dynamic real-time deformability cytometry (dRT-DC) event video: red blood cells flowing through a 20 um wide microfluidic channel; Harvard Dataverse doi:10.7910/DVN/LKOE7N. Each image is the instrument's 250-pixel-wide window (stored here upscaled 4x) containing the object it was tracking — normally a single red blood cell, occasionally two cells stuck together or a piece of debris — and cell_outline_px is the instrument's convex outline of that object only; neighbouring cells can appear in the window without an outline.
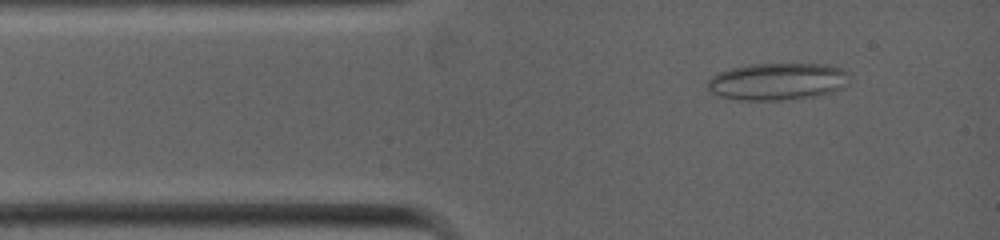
{"species": "common noctule bat (a hibernating species)", "species_latin": "Nyctalus noctula", "temperature_condition": "warm", "stored_images_in_passage": 10, "camera_frame_rate_fps": 5000, "um_per_image_px": 0.085, "animal": {"sex": "female", "body_mass_g": 19.0, "forearm_length_mm": 53.3}, "frame": {"image": 1, "passage_image": 5, "time_ms": 0.8, "image_size_px": [1000, 240], "cell_outline_px": [[848, 84], [844, 88], [832, 92], [816, 96], [792, 100], [736, 100], [712, 96], [708, 92], [708, 80], [712, 76], [720, 72], [732, 68], [752, 64], [828, 64], [840, 68], [848, 72]], "centroid_in_image_um": [66.07, 6.95], "position_along_channel_um": 18.9, "area_um2": 31.27}}